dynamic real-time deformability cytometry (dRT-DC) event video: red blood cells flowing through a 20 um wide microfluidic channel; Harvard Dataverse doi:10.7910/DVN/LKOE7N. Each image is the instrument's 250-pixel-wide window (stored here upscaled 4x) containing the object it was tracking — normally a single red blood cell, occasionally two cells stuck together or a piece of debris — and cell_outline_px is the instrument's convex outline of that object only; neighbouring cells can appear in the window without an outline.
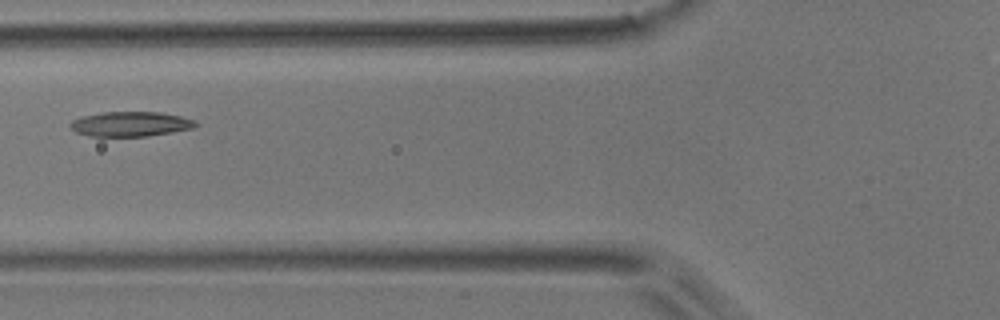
{"species": "common noctule bat (a hibernating species)", "species_latin": "Nyctalus noctula", "temperature_condition": "room temperature", "stored_images_in_passage": 7, "camera_frame_rate_fps": 3000, "um_per_image_px": 0.085, "animal": {"sex": "male", "body_mass_g": 17.9}, "frame": {"image": 1, "passage_image": 4, "time_ms": 3.333, "image_size_px": [1000, 320], "cell_outline_px": [[200, 124], [192, 128], [172, 132], [148, 136], [88, 136], [76, 132], [68, 124], [72, 120], [80, 116], [100, 112], [160, 112], [180, 116], [196, 120]], "centroid_in_image_um": [11.08, 10.53], "position_along_channel_um": 114.7, "area_um2": 18.26}}
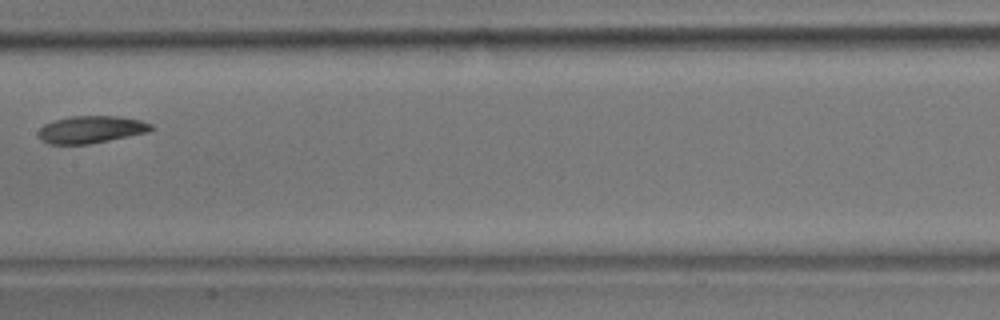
{"frame": {"image": 2, "passage_image": 6, "time_ms": 5.667, "image_size_px": [1000, 320], "cell_outline_px": [[152, 128], [148, 132], [88, 144], [48, 144], [40, 140], [40, 128], [44, 124], [52, 120], [72, 116], [120, 116], [140, 120], [152, 124]], "centroid_in_image_um": [7.72, 11.0], "position_along_channel_um": 199.7, "area_um2": 17.8}}
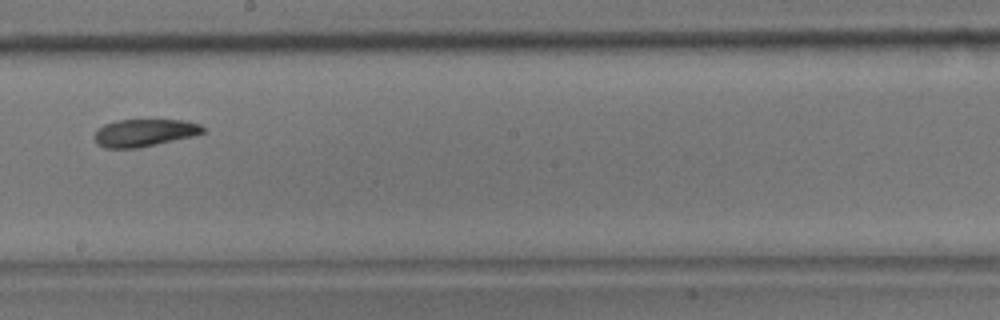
{"frame": {"image": 3, "passage_image": 7, "time_ms": 6.667, "image_size_px": [1000, 320], "cell_outline_px": [[204, 132], [192, 136], [156, 144], [136, 148], [104, 148], [96, 144], [92, 136], [96, 128], [104, 124], [116, 120], [188, 120], [200, 124], [204, 128]], "centroid_in_image_um": [12.2, 11.28], "position_along_channel_um": 236.0, "area_um2": 17.51}}